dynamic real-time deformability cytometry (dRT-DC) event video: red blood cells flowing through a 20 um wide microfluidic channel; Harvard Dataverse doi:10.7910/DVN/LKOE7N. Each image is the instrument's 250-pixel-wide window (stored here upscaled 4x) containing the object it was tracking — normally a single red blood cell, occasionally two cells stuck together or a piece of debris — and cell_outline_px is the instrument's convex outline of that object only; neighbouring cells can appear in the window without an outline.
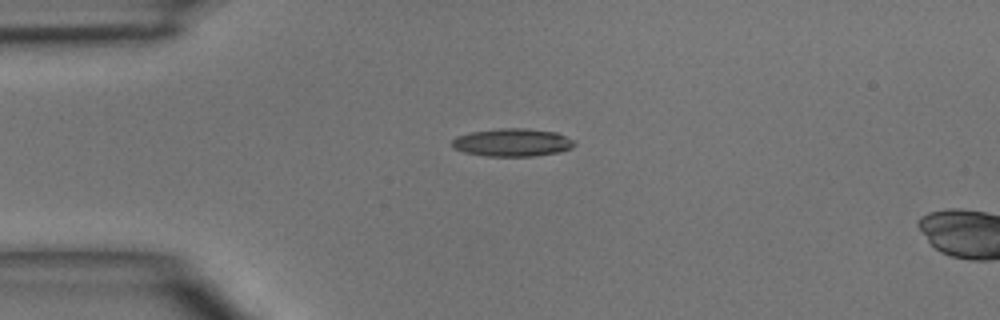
{"species": "common noctule bat (a hibernating species)", "species_latin": "Nyctalus noctula", "temperature_condition": "room temperature", "stored_images_in_passage": 5, "camera_frame_rate_fps": 3000, "um_per_image_px": 0.085, "animal": {"sex": "male", "body_mass_g": 15.6}, "frame": {"image": 1, "passage_image": 2, "time_ms": 2.0, "image_size_px": [1000, 320], "cell_outline_px": [[576, 144], [572, 148], [560, 152], [532, 156], [488, 156], [464, 152], [452, 148], [452, 140], [456, 136], [472, 132], [500, 128], [528, 128], [556, 132], [576, 140]], "centroid_in_image_um": [43.58, 12.1], "position_along_channel_um": 41.4, "area_um2": 20.06}}
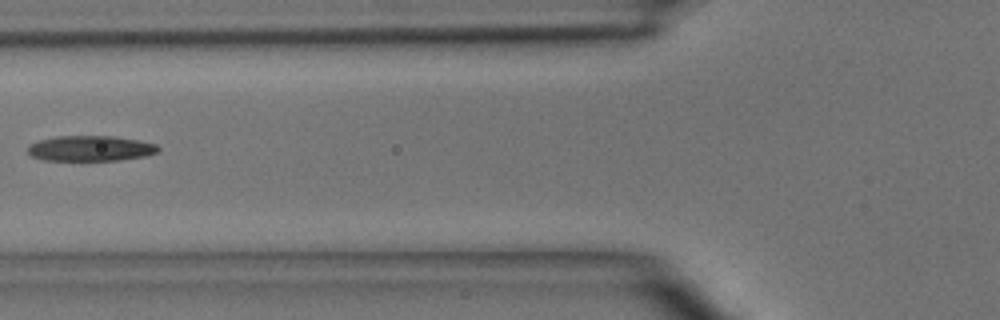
{"frame": {"image": 2, "passage_image": 4, "time_ms": 4.333, "image_size_px": [1000, 320], "cell_outline_px": [[160, 148], [156, 152], [144, 156], [116, 160], [44, 160], [32, 156], [28, 152], [28, 144], [40, 140], [56, 136], [116, 136], [156, 144]], "centroid_in_image_um": [7.66, 12.6], "position_along_channel_um": 118.1, "area_um2": 19.13}}